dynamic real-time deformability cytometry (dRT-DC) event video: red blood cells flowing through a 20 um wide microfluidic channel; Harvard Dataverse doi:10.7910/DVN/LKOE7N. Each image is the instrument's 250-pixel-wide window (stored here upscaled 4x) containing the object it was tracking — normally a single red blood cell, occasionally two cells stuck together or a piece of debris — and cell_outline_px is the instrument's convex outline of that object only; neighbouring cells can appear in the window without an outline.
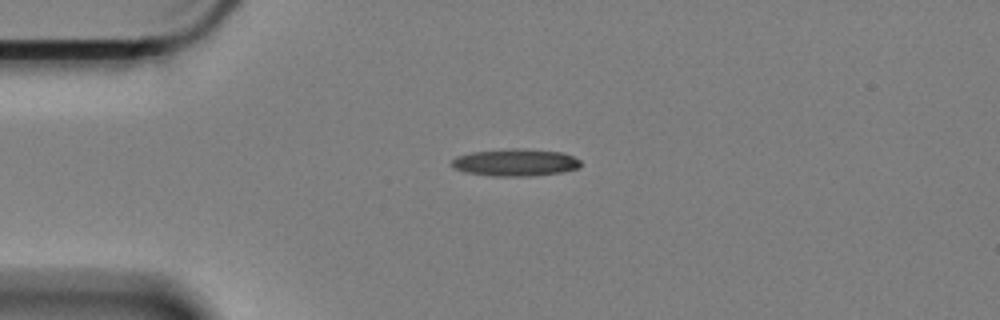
{"species": "Egyptian fruit bat (a non-hibernating species)", "species_latin": "Rousettus aegyptiacus", "temperature_condition": "cold", "stored_images_in_passage": 47, "camera_frame_rate_fps": 3000, "um_per_image_px": 0.085, "animal": {"sex": "female"}, "frame": {"image": 1, "passage_image": 1, "time_ms": 0.0, "image_size_px": [1000, 320], "cell_outline_px": [[580, 168], [560, 172], [532, 176], [492, 176], [464, 172], [456, 168], [452, 164], [452, 160], [456, 156], [472, 152], [512, 148], [520, 148], [564, 152], [580, 160]], "centroid_in_image_um": [43.82, 13.8], "position_along_channel_um": 41.2, "area_um2": 20.46}}
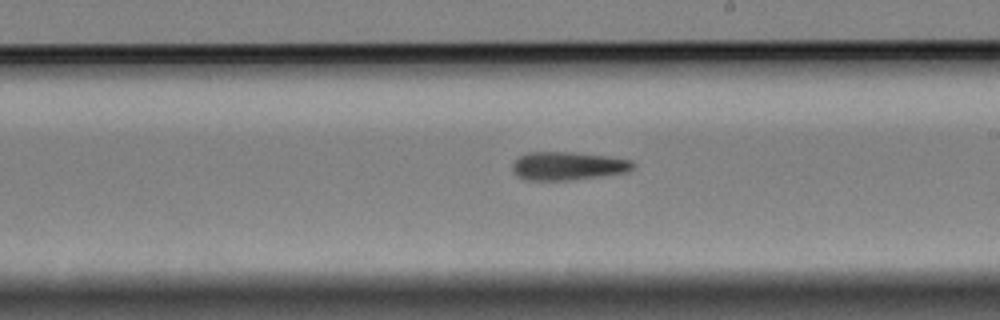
{"frame": {"image": 2, "passage_image": 21, "time_ms": 6.667, "image_size_px": [1000, 320], "cell_outline_px": [[636, 164], [628, 172], [572, 180], [524, 180], [516, 176], [512, 172], [512, 164], [520, 156], [528, 152], [572, 152], [608, 156], [632, 160]], "centroid_in_image_um": [48.26, 14.11], "position_along_channel_um": 240.7, "area_um2": 20.06}}
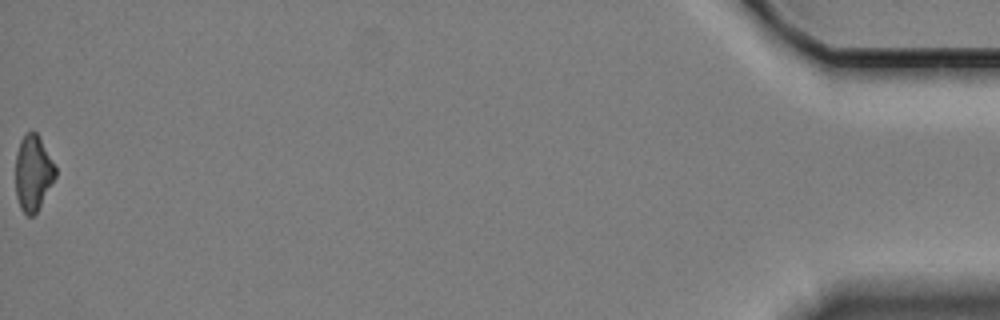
{"frame": {"image": 3, "passage_image": 47, "time_ms": 15.333, "image_size_px": [1000, 320], "cell_outline_px": [[56, 176], [36, 212], [32, 216], [28, 216], [20, 208], [16, 196], [16, 152], [20, 140], [24, 132], [32, 128], [40, 136], [56, 168]], "centroid_in_image_um": [2.8, 14.63], "position_along_channel_um": 432.4, "area_um2": 17.69}}